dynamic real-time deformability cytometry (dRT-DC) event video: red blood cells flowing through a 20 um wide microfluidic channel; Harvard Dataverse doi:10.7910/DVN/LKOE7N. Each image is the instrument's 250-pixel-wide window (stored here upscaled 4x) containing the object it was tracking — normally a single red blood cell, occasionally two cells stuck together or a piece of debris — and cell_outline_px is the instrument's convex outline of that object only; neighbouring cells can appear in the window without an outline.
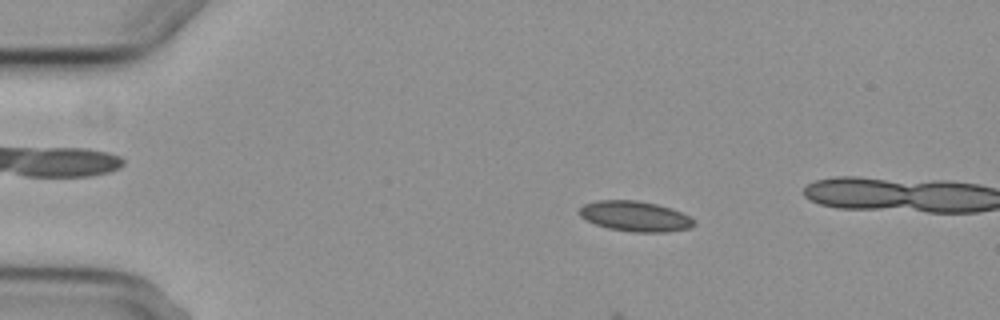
{"species": "common noctule bat (a hibernating species)", "species_latin": "Nyctalus noctula", "temperature_condition": "cold", "stored_images_in_passage": 5, "camera_frame_rate_fps": 3000, "um_per_image_px": 0.085, "animal": {"sex": "female", "body_mass_g": 29.2, "forearm_length_mm": 56.3}, "frame": {"image": 1, "passage_image": 3, "time_ms": 2.333, "image_size_px": [1000, 320], "cell_outline_px": [[696, 224], [692, 228], [664, 232], [632, 232], [608, 228], [596, 224], [580, 216], [580, 208], [584, 204], [596, 200], [636, 200], [656, 204], [672, 208], [688, 216]], "centroid_in_image_um": [53.99, 18.38], "position_along_channel_um": 31.0, "area_um2": 20.11}}